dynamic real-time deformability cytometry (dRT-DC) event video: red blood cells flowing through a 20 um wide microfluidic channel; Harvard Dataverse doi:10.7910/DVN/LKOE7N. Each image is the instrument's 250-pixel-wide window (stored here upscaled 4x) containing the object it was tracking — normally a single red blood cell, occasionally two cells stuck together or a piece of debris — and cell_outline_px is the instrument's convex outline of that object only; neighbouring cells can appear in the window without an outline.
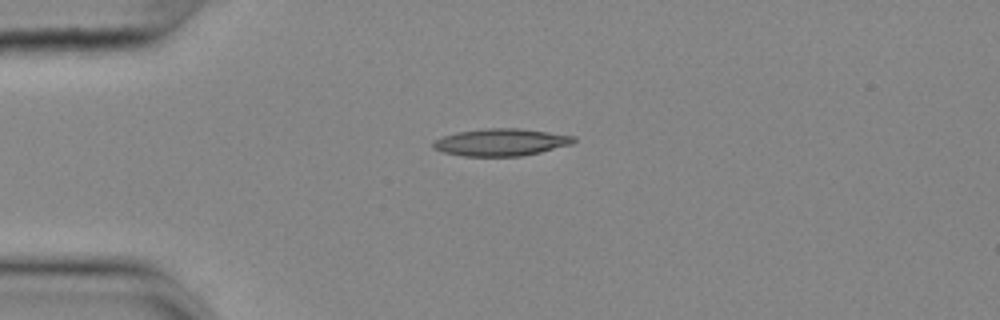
{"species": "common noctule bat (a hibernating species)", "species_latin": "Nyctalus noctula", "temperature_condition": "cold", "stored_images_in_passage": 43, "camera_frame_rate_fps": 3000, "um_per_image_px": 0.085, "animal": {"sex": "female", "body_mass_g": 25.1}, "frame": {"image": 1, "passage_image": 1, "time_ms": 0.0, "image_size_px": [1000, 320], "cell_outline_px": [[576, 140], [572, 144], [540, 152], [520, 156], [464, 156], [444, 152], [432, 148], [432, 144], [436, 140], [444, 136], [456, 132], [484, 128], [516, 128], [548, 132], [576, 136]], "centroid_in_image_um": [42.59, 12.09], "position_along_channel_um": 42.4, "area_um2": 22.2}}
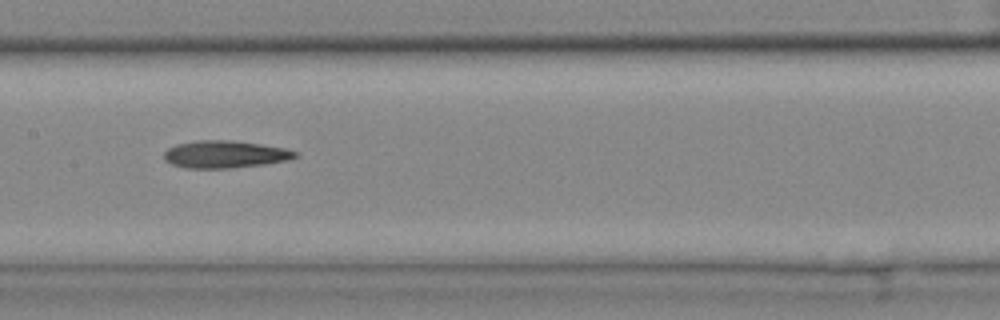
{"frame": {"image": 2, "passage_image": 15, "time_ms": 4.667, "image_size_px": [1000, 320], "cell_outline_px": [[300, 156], [288, 160], [264, 164], [228, 168], [184, 168], [172, 164], [164, 160], [164, 152], [168, 148], [176, 144], [196, 140], [228, 140], [260, 144], [284, 148], [296, 152]], "centroid_in_image_um": [19.09, 13.11], "position_along_channel_um": 188.3, "area_um2": 20.87}}
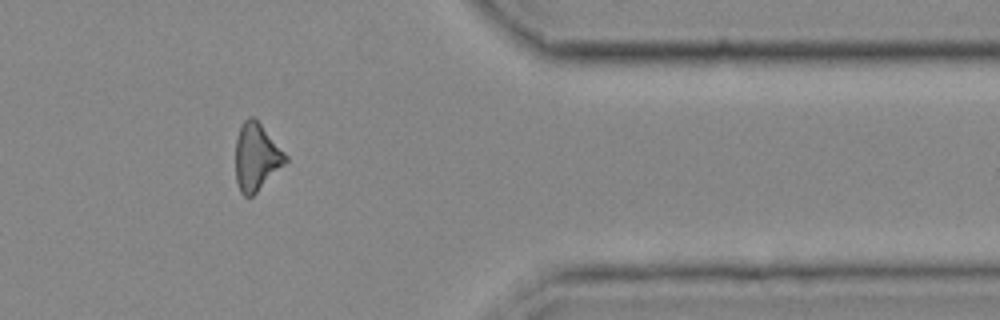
{"frame": {"image": 3, "passage_image": 33, "time_ms": 10.667, "image_size_px": [1000, 320], "cell_outline_px": [[288, 160], [252, 196], [244, 196], [240, 192], [236, 180], [236, 140], [240, 124], [248, 116], [252, 116], [260, 124], [288, 156]], "centroid_in_image_um": [21.77, 13.33], "position_along_channel_um": 389.6, "area_um2": 19.25}}